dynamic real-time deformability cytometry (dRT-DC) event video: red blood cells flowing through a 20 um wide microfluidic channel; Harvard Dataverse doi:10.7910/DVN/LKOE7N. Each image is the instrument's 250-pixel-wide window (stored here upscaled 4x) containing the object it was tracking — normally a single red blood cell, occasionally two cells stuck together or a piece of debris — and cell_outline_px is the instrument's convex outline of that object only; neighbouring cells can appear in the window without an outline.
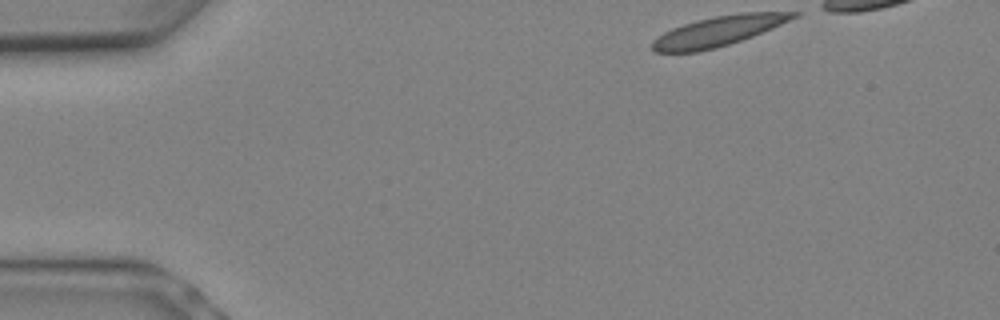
{"species": "Egyptian fruit bat (a non-hibernating species)", "species_latin": "Rousettus aegyptiacus", "temperature_condition": "warm", "stored_images_in_passage": 7, "segment_of_instrument_passage": [1, 2], "camera_frame_rate_fps": 3000, "um_per_image_px": 0.085, "animal": {"sex": "female"}, "frame": {"image": 1, "passage_image": 1, "time_ms": 0.0, "image_size_px": [1000, 320], "cell_outline_px": [[800, 16], [772, 28], [752, 36], [716, 48], [696, 52], [656, 52], [652, 48], [652, 40], [656, 36], [672, 28], [696, 20], [716, 16], [740, 12], [800, 12]], "centroid_in_image_um": [61.05, 2.64], "position_along_channel_um": 23.9, "area_um2": 24.51}}
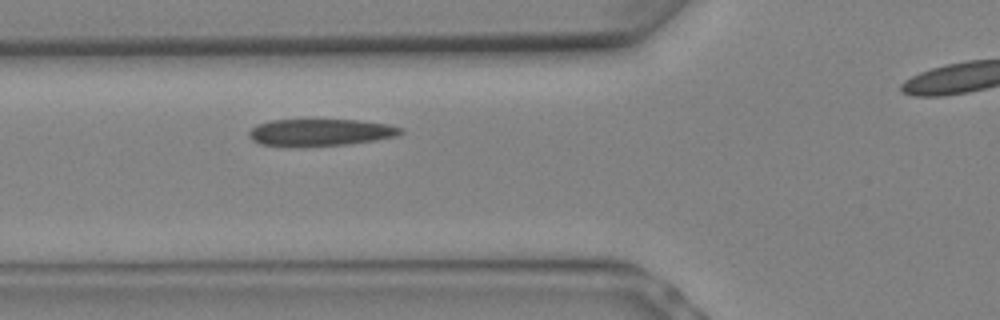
{"frame": {"image": 2, "passage_image": 6, "time_ms": 1.667, "image_size_px": [1000, 320], "cell_outline_px": [[404, 132], [396, 136], [348, 144], [304, 148], [296, 148], [260, 144], [252, 140], [248, 136], [248, 132], [256, 124], [272, 120], [360, 120], [388, 124], [404, 128]], "centroid_in_image_um": [27.19, 11.27], "position_along_channel_um": 98.6, "area_um2": 24.39}}